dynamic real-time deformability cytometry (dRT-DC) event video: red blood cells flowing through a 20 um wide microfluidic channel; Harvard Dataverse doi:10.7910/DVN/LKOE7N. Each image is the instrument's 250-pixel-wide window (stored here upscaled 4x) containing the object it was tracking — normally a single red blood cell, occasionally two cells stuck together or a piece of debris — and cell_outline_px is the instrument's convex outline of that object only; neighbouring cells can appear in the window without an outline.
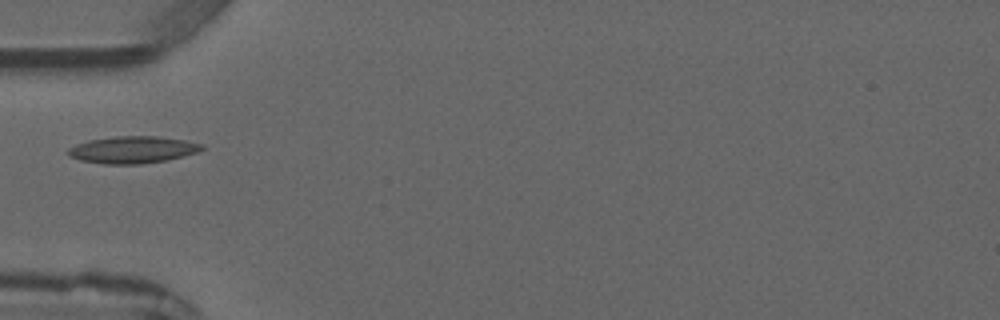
{"species": "common noctule bat (a hibernating species)", "species_latin": "Nyctalus noctula", "temperature_condition": "warm", "stored_images_in_passage": 3, "camera_frame_rate_fps": 3000, "um_per_image_px": 0.085, "animal": {"sex": "male", "forearm_length_mm": 52.5}, "frame": {"image": 1, "passage_image": 2, "time_ms": 1.333, "image_size_px": [1000, 320], "cell_outline_px": [[204, 148], [196, 152], [164, 160], [136, 164], [104, 164], [80, 160], [68, 156], [68, 148], [76, 144], [88, 140], [116, 136], [156, 136], [184, 140], [204, 144]], "centroid_in_image_um": [11.22, 12.72], "position_along_channel_um": 73.8, "area_um2": 20.81}}
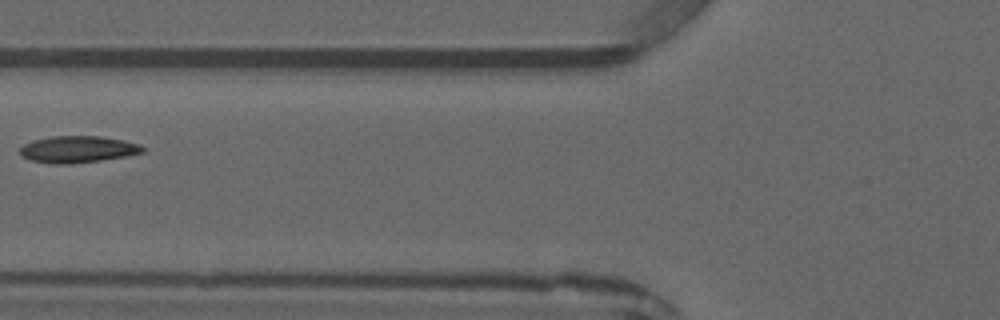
{"frame": {"image": 2, "passage_image": 3, "time_ms": 2.333, "image_size_px": [1000, 320], "cell_outline_px": [[144, 152], [128, 156], [100, 160], [68, 164], [52, 164], [32, 160], [24, 156], [20, 152], [20, 148], [24, 144], [36, 140], [52, 136], [100, 136], [124, 140], [140, 144], [144, 148]], "centroid_in_image_um": [6.66, 12.69], "position_along_channel_um": 119.1, "area_um2": 18.96}}